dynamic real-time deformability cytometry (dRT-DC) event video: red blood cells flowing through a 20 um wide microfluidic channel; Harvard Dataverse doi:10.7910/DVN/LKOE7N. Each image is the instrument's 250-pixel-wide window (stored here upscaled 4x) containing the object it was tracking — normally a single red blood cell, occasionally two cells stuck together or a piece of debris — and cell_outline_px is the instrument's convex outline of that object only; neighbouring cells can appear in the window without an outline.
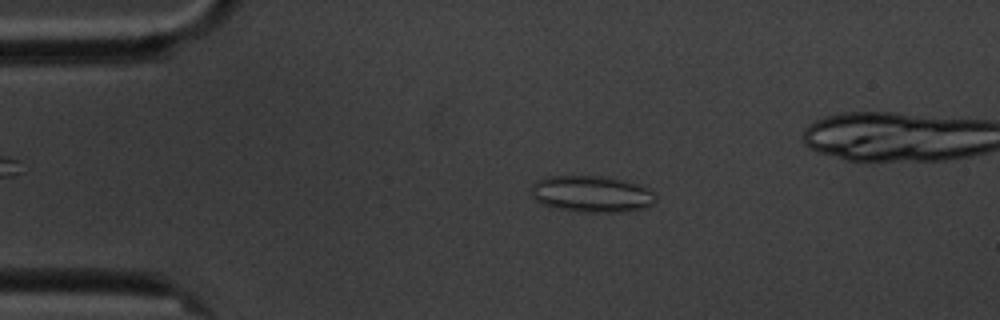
{"species": "common noctule bat (a hibernating species)", "species_latin": "Nyctalus noctula", "temperature_condition": "cold", "stored_images_in_passage": 5, "camera_frame_rate_fps": 3000, "um_per_image_px": 0.085, "animal": {"sex": "male", "body_mass_g": 20.1, "forearm_length_mm": 53.5}, "frame": {"image": 1, "passage_image": 3, "time_ms": 2.333, "image_size_px": [1000, 320], "cell_outline_px": [[656, 200], [652, 204], [644, 208], [628, 212], [584, 212], [560, 208], [544, 204], [536, 200], [528, 192], [532, 184], [536, 180], [548, 176], [608, 176], [640, 184], [648, 188], [656, 196]], "centroid_in_image_um": [50.3, 16.47], "position_along_channel_um": 34.7, "area_um2": 26.76}}